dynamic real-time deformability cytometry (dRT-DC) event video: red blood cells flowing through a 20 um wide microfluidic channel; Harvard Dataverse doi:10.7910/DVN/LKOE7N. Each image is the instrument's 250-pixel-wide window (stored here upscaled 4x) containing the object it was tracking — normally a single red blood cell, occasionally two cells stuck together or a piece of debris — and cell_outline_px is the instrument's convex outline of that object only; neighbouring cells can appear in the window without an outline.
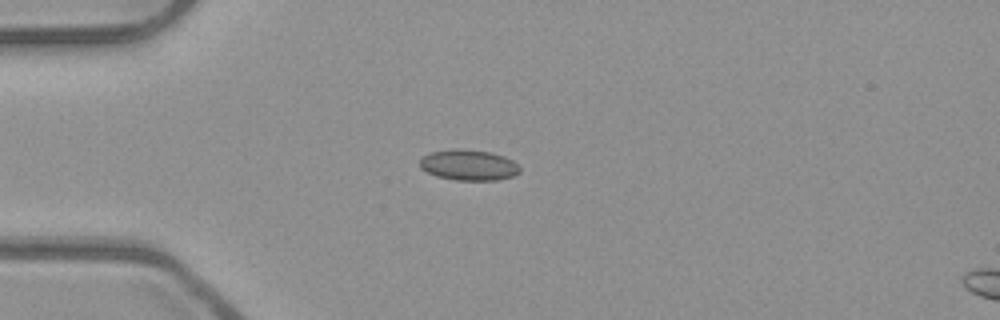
{"species": "common noctule bat (a hibernating species)", "species_latin": "Nyctalus noctula", "temperature_condition": "room temperature", "stored_images_in_passage": 2, "camera_frame_rate_fps": 3000, "um_per_image_px": 0.085, "animal": {"sex": "male", "body_mass_g": 23.1, "forearm_length_mm": 52.7}, "frame": {"image": 1, "passage_image": 1, "time_ms": 0.0, "image_size_px": [1000, 320], "cell_outline_px": [[520, 172], [512, 176], [496, 180], [456, 180], [436, 176], [420, 168], [420, 160], [424, 156], [432, 152], [452, 148], [464, 148], [492, 152], [504, 156], [512, 160], [520, 168]], "centroid_in_image_um": [39.84, 14.01], "position_along_channel_um": 45.2, "area_um2": 17.98}}